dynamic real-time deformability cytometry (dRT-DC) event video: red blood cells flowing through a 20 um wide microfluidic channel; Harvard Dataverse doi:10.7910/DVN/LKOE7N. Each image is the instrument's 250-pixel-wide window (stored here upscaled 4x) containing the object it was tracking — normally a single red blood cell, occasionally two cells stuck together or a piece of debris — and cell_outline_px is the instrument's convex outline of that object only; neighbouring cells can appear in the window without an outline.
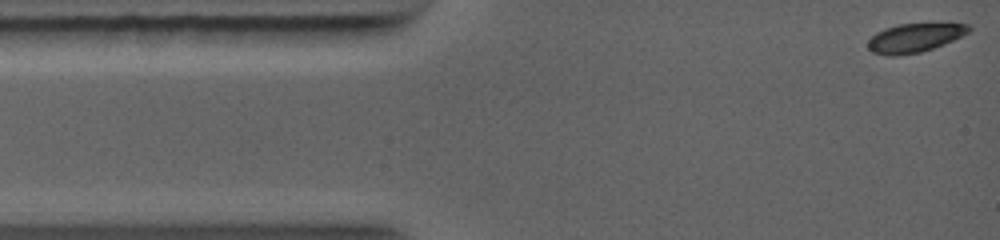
{"species": "common noctule bat (a hibernating species)", "species_latin": "Nyctalus noctula", "temperature_condition": "warm", "stored_images_in_passage": 54, "camera_frame_rate_fps": 5000, "um_per_image_px": 0.085, "animal": {"sex": "female", "body_mass_g": 19.0, "forearm_length_mm": 56.7}, "frame": {"image": 1, "passage_image": 1, "time_ms": 0.0, "image_size_px": [1000, 240], "cell_outline_px": [[972, 28], [968, 32], [944, 44], [920, 52], [896, 56], [888, 56], [872, 52], [868, 48], [868, 40], [876, 32], [884, 28], [900, 24], [932, 20], [968, 24]], "centroid_in_image_um": [77.78, 3.15], "position_along_channel_um": 7.2, "area_um2": 17.69}}
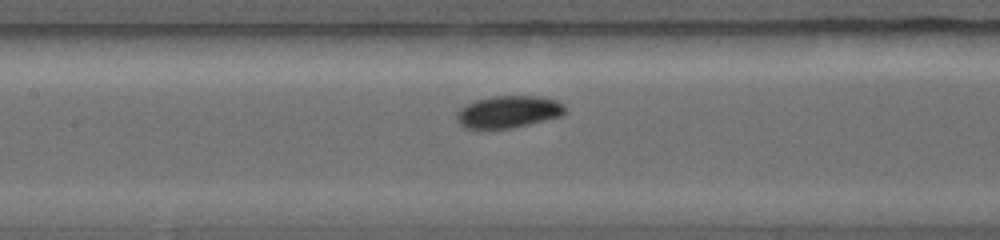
{"frame": {"image": 2, "passage_image": 24, "time_ms": 4.8, "image_size_px": [1000, 240], "cell_outline_px": [[568, 112], [560, 116], [512, 128], [464, 128], [456, 120], [456, 112], [464, 104], [476, 100], [492, 96], [536, 96], [556, 100], [564, 104], [568, 108]], "centroid_in_image_um": [43.21, 9.49], "position_along_channel_um": 164.2, "area_um2": 20.4}}
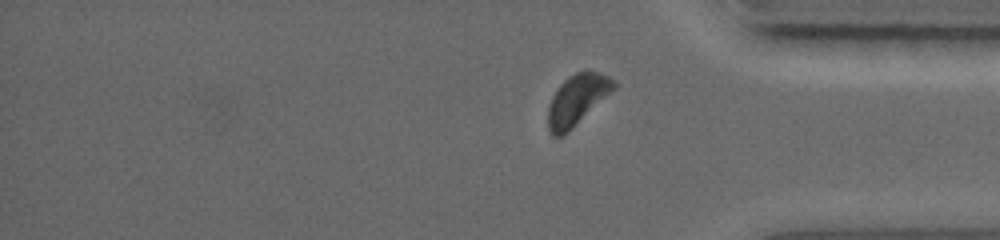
{"frame": {"image": 3, "passage_image": 46, "time_ms": 9.6, "image_size_px": [1000, 240], "cell_outline_px": [[616, 88], [564, 136], [552, 136], [548, 128], [548, 104], [552, 96], [560, 84], [568, 76], [576, 72], [588, 68], [600, 72], [608, 76], [616, 84]], "centroid_in_image_um": [49.05, 8.46], "position_along_channel_um": 386.2, "area_um2": 19.65}}